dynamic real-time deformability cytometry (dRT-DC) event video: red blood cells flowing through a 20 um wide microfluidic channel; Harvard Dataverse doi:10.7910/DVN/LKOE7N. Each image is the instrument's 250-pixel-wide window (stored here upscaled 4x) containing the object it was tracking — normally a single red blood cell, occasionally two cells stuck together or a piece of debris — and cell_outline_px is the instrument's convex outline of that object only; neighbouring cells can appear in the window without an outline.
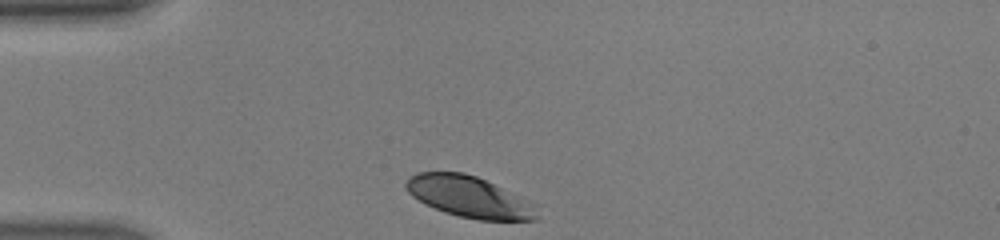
{"species": "human", "species_latin": "Homo sapiens", "temperature_condition": "warm", "stored_images_in_passage": 27, "camera_frame_rate_fps": 3000, "um_per_image_px": 0.085, "donor": {"sex": "male"}, "frame": {"image": 1, "passage_image": 1, "time_ms": 0.0, "image_size_px": [1000, 240], "cell_outline_px": [[540, 216], [536, 220], [480, 220], [460, 216], [444, 212], [424, 204], [412, 196], [408, 192], [404, 184], [408, 176], [416, 172], [464, 172], [476, 176], [540, 204]], "centroid_in_image_um": [39.95, 16.73], "position_along_channel_um": 45.0, "area_um2": 32.14}}
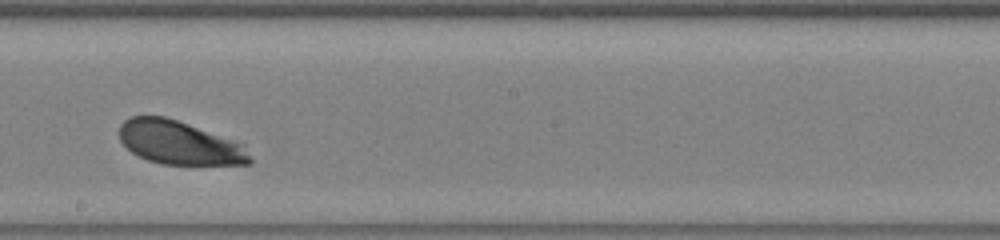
{"frame": {"image": 2, "passage_image": 16, "time_ms": 5.0, "image_size_px": [1000, 240], "cell_outline_px": [[252, 164], [160, 164], [148, 160], [132, 152], [120, 140], [120, 124], [124, 120], [132, 116], [164, 116], [236, 140], [244, 144], [252, 160]], "centroid_in_image_um": [15.27, 12.13], "position_along_channel_um": 232.9, "area_um2": 33.0}}
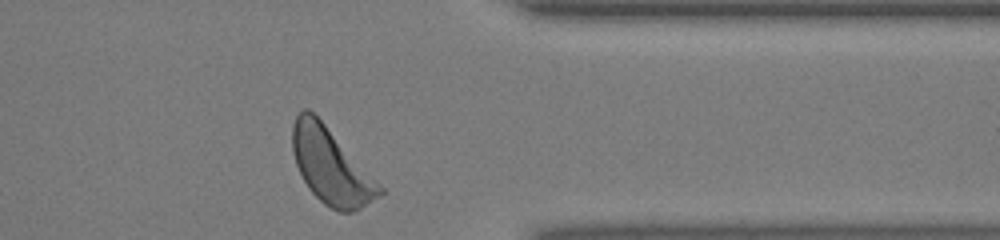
{"frame": {"image": 3, "passage_image": 27, "time_ms": 8.667, "image_size_px": [1000, 240], "cell_outline_px": [[384, 192], [380, 196], [360, 208], [352, 212], [340, 212], [324, 204], [308, 188], [296, 164], [292, 152], [292, 124], [296, 116], [304, 108], [308, 108], [324, 124], [384, 188]], "centroid_in_image_um": [28.11, 14.14], "position_along_channel_um": 383.3, "area_um2": 37.74}, "authors_computed_cell_mechanics": {"area_um2": 34.0442, "velocity_mm_per_s": 4.3357, "shape_relaxation_time_tau1_ms": 1.3901, "shape_relaxation_time_tau2_ms": null, "deformation_change_tau1": 0.1328, "deformation_change_tau2": null}}